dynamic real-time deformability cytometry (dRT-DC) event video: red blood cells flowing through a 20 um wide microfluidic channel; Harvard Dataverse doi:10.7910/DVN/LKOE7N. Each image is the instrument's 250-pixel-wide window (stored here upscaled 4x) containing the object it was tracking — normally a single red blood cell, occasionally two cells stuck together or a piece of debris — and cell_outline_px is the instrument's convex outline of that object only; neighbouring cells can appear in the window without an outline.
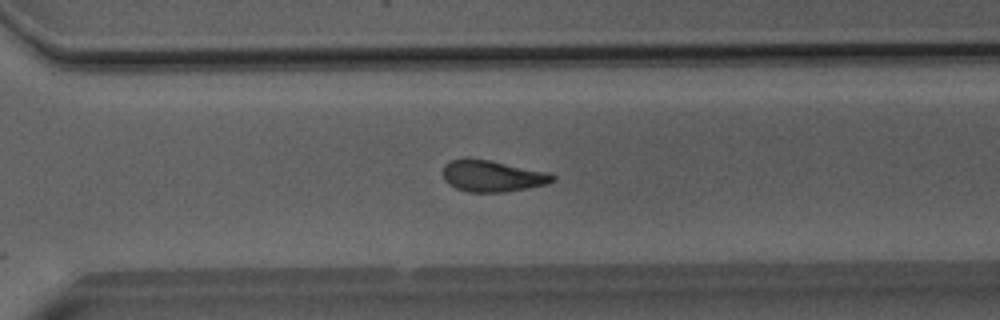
{"species": "Egyptian fruit bat (a non-hibernating species)", "species_latin": "Rousettus aegyptiacus", "temperature_condition": "room temperature", "stored_images_in_passage": 43, "camera_frame_rate_fps": 3000, "um_per_image_px": 0.085, "animal": {"sex": "male"}, "frame": {"image": 1, "passage_image": 28, "time_ms": 9.0, "image_size_px": [1000, 320], "cell_outline_px": [[556, 180], [544, 184], [528, 188], [504, 192], [468, 192], [456, 188], [448, 184], [444, 180], [444, 164], [452, 160], [492, 160], [548, 172], [556, 176]], "centroid_in_image_um": [41.88, 14.98], "position_along_channel_um": 328.7, "area_um2": 19.83}}
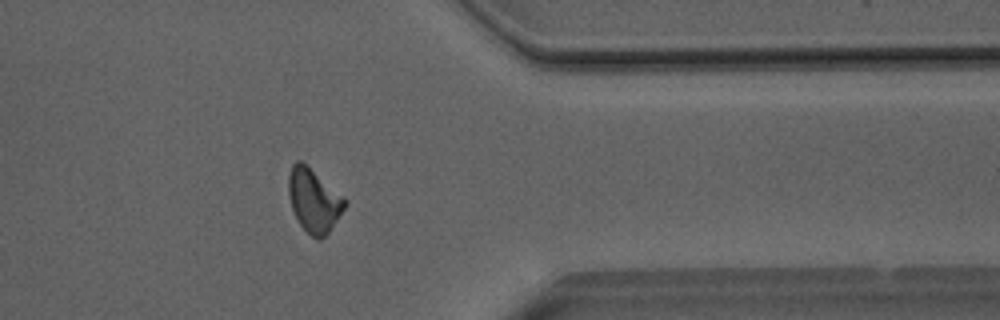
{"frame": {"image": 2, "passage_image": 33, "time_ms": 10.667, "image_size_px": [1000, 320], "cell_outline_px": [[348, 204], [328, 232], [320, 240], [316, 240], [300, 224], [292, 208], [288, 196], [288, 176], [292, 164], [296, 160], [300, 160], [344, 196], [348, 200]], "centroid_in_image_um": [26.68, 17.03], "position_along_channel_um": 384.7, "area_um2": 20.69}}
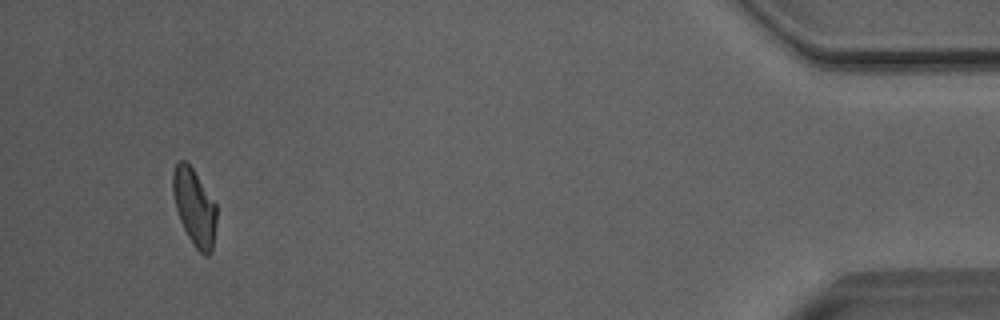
{"frame": {"image": 3, "passage_image": 40, "time_ms": 13.0, "image_size_px": [1000, 320], "cell_outline_px": [[216, 224], [212, 252], [208, 256], [204, 256], [192, 244], [180, 220], [176, 208], [172, 192], [172, 172], [176, 164], [180, 160], [184, 160], [192, 168], [216, 204]], "centroid_in_image_um": [16.52, 17.63], "position_along_channel_um": 418.7, "area_um2": 19.48}, "authors_computed_cell_mechanics": {"area_um2": 20.2878, "velocity_mm_per_s": 4.0635, "shape_relaxation_time_tau1_ms": 6.0236, "shape_relaxation_time_tau2_ms": 3.2582, "deformation_change_tau1": 0.1851, "deformation_change_tau2": 0.1292}}